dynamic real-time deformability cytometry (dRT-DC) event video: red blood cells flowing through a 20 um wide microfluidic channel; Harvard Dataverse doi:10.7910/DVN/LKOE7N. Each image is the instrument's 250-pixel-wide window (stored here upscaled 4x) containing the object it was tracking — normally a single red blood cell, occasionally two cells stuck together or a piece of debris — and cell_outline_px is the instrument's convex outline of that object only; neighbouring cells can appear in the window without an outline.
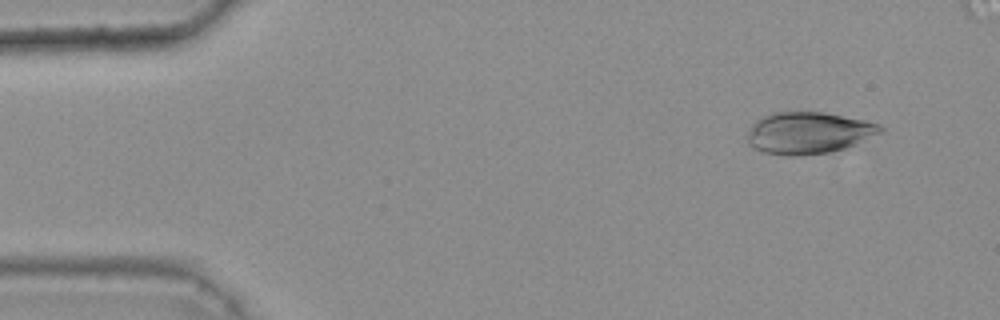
{"species": "common noctule bat (a hibernating species)", "species_latin": "Nyctalus noctula", "temperature_condition": "warm", "stored_images_in_passage": 13, "camera_frame_rate_fps": 3000, "um_per_image_px": 0.085, "animal": {"sex": "female", "body_mass_g": 25.1}, "frame": {"image": 1, "passage_image": 1, "time_ms": 0.0, "image_size_px": [1000, 320], "cell_outline_px": [[884, 128], [880, 132], [844, 148], [828, 152], [796, 156], [788, 156], [764, 152], [748, 144], [744, 136], [752, 124], [756, 120], [772, 112], [824, 112], [864, 120], [880, 124]], "centroid_in_image_um": [68.64, 11.28], "position_along_channel_um": 16.4, "area_um2": 32.19}}
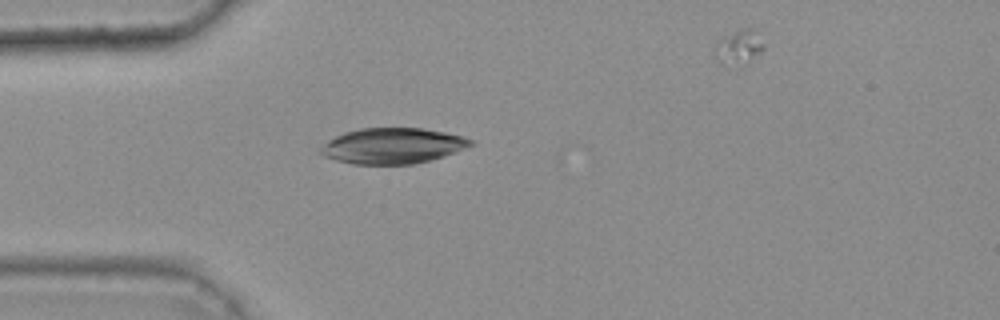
{"frame": {"image": 2, "passage_image": 11, "time_ms": 3.333, "image_size_px": [1000, 320], "cell_outline_px": [[476, 144], [456, 152], [444, 156], [412, 164], [352, 164], [336, 160], [324, 156], [316, 152], [328, 140], [344, 132], [360, 128], [424, 128], [464, 136], [476, 140]], "centroid_in_image_um": [33.4, 12.39], "position_along_channel_um": 51.6, "area_um2": 31.44}}